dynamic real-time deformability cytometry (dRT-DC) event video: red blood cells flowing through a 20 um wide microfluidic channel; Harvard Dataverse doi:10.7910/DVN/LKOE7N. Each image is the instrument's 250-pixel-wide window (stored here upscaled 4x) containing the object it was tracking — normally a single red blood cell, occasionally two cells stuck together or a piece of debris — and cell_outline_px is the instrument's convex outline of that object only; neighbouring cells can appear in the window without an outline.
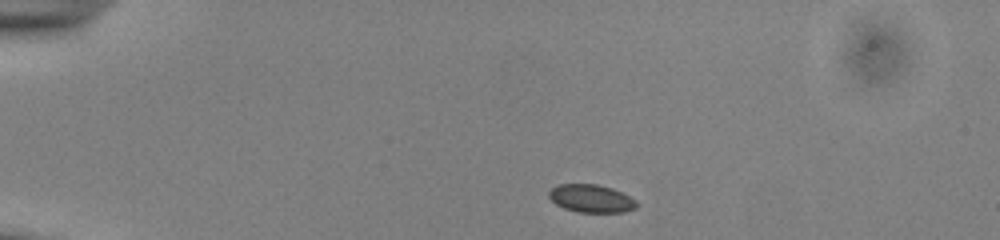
{"species": "common noctule bat (a hibernating species)", "species_latin": "Nyctalus noctula", "temperature_condition": "cold", "stored_images_in_passage": 43, "camera_frame_rate_fps": 3000, "um_per_image_px": 0.085, "animal": {"sex": "male", "body_mass_g": 13.0, "forearm_length_mm": 53.1}, "frame": {"image": 1, "passage_image": 1, "time_ms": 0.0, "image_size_px": [1000, 240], "cell_outline_px": [[636, 208], [624, 212], [576, 212], [564, 208], [556, 204], [548, 196], [548, 192], [556, 184], [596, 184], [612, 188], [636, 200]], "centroid_in_image_um": [50.22, 16.87], "position_along_channel_um": 34.8, "area_um2": 14.22}}
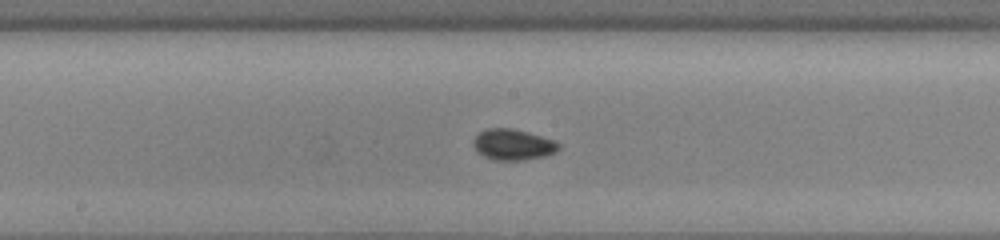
{"frame": {"image": 2, "passage_image": 19, "time_ms": 6.0, "image_size_px": [1000, 240], "cell_outline_px": [[560, 148], [556, 152], [544, 156], [524, 160], [496, 160], [484, 156], [472, 144], [472, 140], [484, 128], [512, 128], [528, 132], [556, 140], [560, 144]], "centroid_in_image_um": [43.63, 12.28], "position_along_channel_um": 204.6, "area_um2": 15.43}}
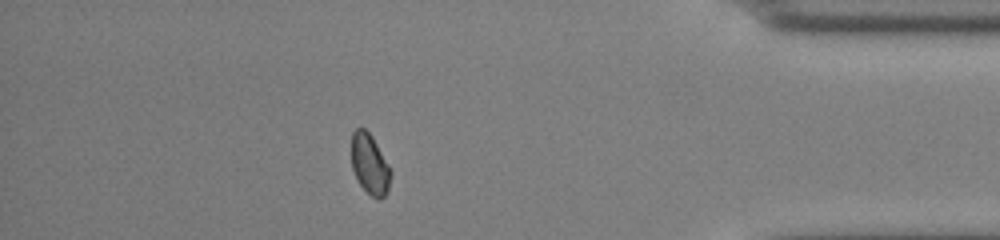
{"frame": {"image": 3, "passage_image": 37, "time_ms": 12.0, "image_size_px": [1000, 240], "cell_outline_px": [[392, 172], [388, 192], [380, 200], [372, 196], [360, 184], [352, 168], [352, 132], [356, 128], [364, 128], [372, 136]], "centroid_in_image_um": [31.44, 13.96], "position_along_channel_um": 403.8, "area_um2": 13.64}, "authors_computed_cell_mechanics": {"area_um2": 14.3922, "velocity_mm_per_s": 3.8767, "shape_relaxation_time_tau1_ms": 1.3642, "shape_relaxation_time_tau2_ms": 6.4007, "deformation_change_tau1": 0.0291, "deformation_change_tau2": 0.0582}}